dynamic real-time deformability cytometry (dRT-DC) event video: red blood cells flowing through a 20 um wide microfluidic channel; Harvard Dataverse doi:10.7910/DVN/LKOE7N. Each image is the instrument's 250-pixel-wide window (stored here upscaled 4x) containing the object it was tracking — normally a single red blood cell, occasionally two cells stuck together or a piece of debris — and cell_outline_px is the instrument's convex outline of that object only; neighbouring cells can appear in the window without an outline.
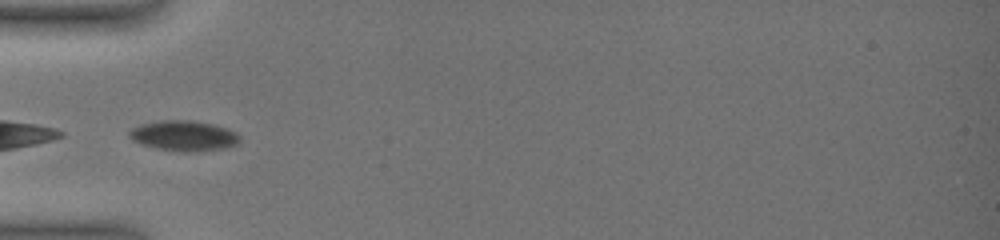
{"species": "common noctule bat (a hibernating species)", "species_latin": "Nyctalus noctula", "temperature_condition": "warm", "stored_images_in_passage": 38, "camera_frame_rate_fps": 3000, "um_per_image_px": 0.085, "animal": {"sex": "female", "body_mass_g": 19.0, "forearm_length_mm": 51.5}, "frame": {"image": 1, "passage_image": 1, "time_ms": 0.0, "image_size_px": [1000, 240], "cell_outline_px": [[240, 140], [236, 144], [224, 148], [196, 152], [184, 152], [156, 148], [140, 144], [132, 140], [128, 136], [128, 132], [132, 128], [140, 124], [160, 120], [192, 120], [212, 124], [228, 128], [236, 132], [240, 136]], "centroid_in_image_um": [15.61, 11.54], "position_along_channel_um": 69.4, "area_um2": 19.71}}
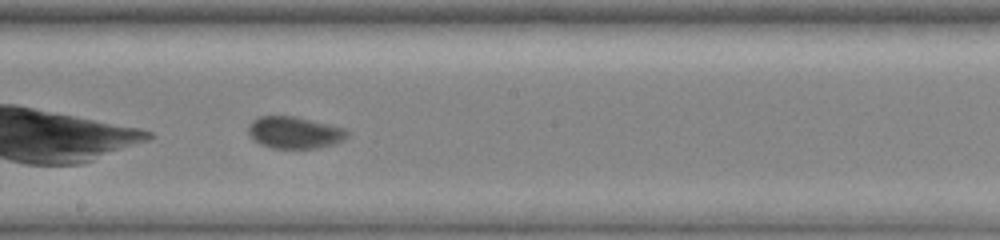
{"frame": {"image": 2, "passage_image": 24, "time_ms": 4.333, "image_size_px": [1000, 240], "cell_outline_px": [[348, 136], [344, 140], [332, 144], [316, 148], [272, 148], [260, 144], [248, 132], [248, 124], [252, 120], [260, 116], [296, 116], [344, 128], [348, 132]], "centroid_in_image_um": [25.03, 11.26], "position_along_channel_um": 223.2, "area_um2": 18.26}}
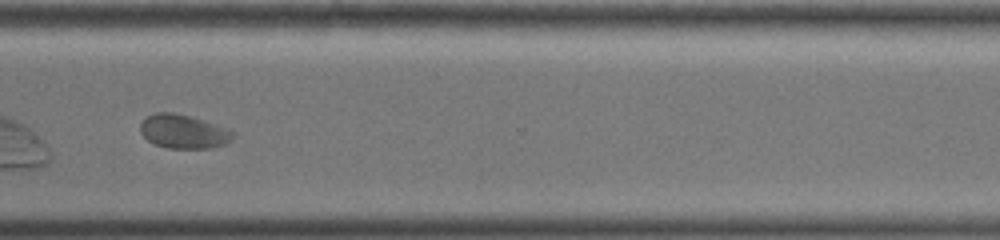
{"frame": {"image": 3, "passage_image": 34, "time_ms": 8.0, "image_size_px": [1000, 240], "cell_outline_px": [[232, 140], [224, 144], [208, 148], [168, 148], [156, 144], [148, 140], [140, 132], [140, 124], [148, 116], [156, 112], [172, 112], [188, 116], [200, 120], [232, 132]], "centroid_in_image_um": [15.52, 11.19], "position_along_channel_um": 355.1, "area_um2": 17.57}, "authors_computed_cell_mechanics": {"area_um2": 18.8717, "velocity_mm_per_s": 3.5777, "shape_relaxation_time_tau1_ms": 7.4954, "shape_relaxation_time_tau2_ms": null, "deformation_change_tau1": 0.1346, "deformation_change_tau2": null}}